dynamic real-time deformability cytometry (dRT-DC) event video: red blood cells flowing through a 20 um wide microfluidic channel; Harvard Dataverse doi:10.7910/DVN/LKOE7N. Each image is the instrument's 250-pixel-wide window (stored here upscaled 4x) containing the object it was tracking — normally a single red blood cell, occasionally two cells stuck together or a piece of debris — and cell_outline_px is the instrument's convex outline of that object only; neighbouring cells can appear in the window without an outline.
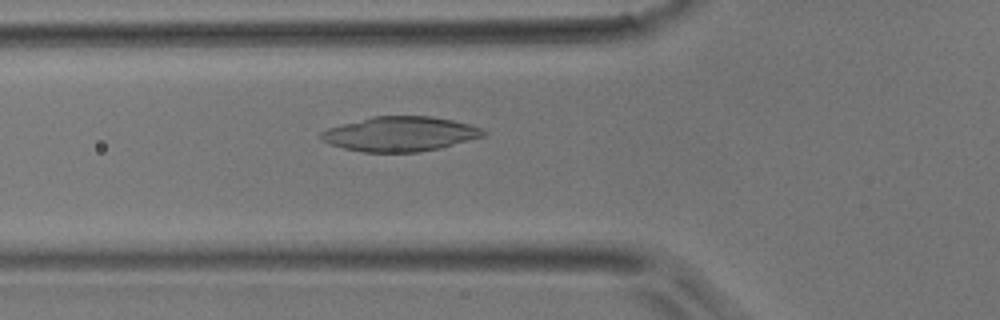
{"species": "common noctule bat (a hibernating species)", "species_latin": "Nyctalus noctula", "temperature_condition": "room temperature", "stored_images_in_passage": 46, "camera_frame_rate_fps": 3000, "um_per_image_px": 0.085, "animal": {"sex": "male", "body_mass_g": 17.9}, "frame": {"image": 1, "passage_image": 16, "time_ms": 5.0, "image_size_px": [1000, 320], "cell_outline_px": [[488, 136], [440, 148], [420, 152], [364, 152], [344, 148], [328, 144], [320, 136], [320, 132], [328, 128], [372, 116], [432, 116], [452, 120], [468, 124], [480, 128]], "centroid_in_image_um": [34.03, 11.39], "position_along_channel_um": 91.8, "area_um2": 32.77}}
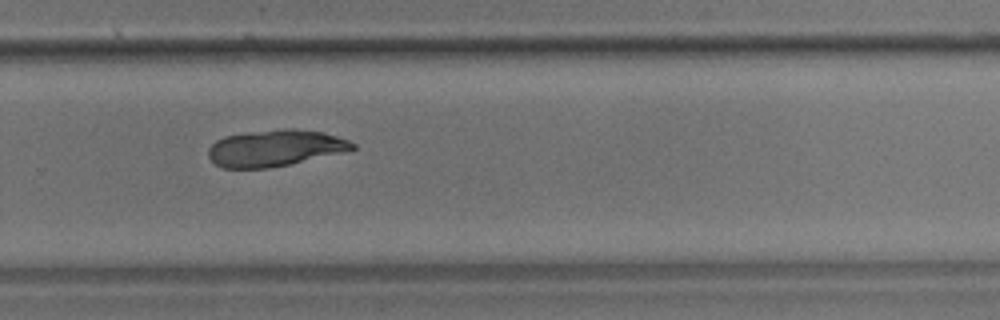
{"frame": {"image": 2, "passage_image": 31, "time_ms": 10.0, "image_size_px": [1000, 320], "cell_outline_px": [[356, 148], [292, 164], [268, 168], [220, 168], [208, 156], [208, 148], [216, 140], [224, 136], [248, 132], [284, 128], [292, 128], [324, 132], [348, 140], [356, 144]], "centroid_in_image_um": [23.35, 12.58], "position_along_channel_um": 306.5, "area_um2": 30.63}}
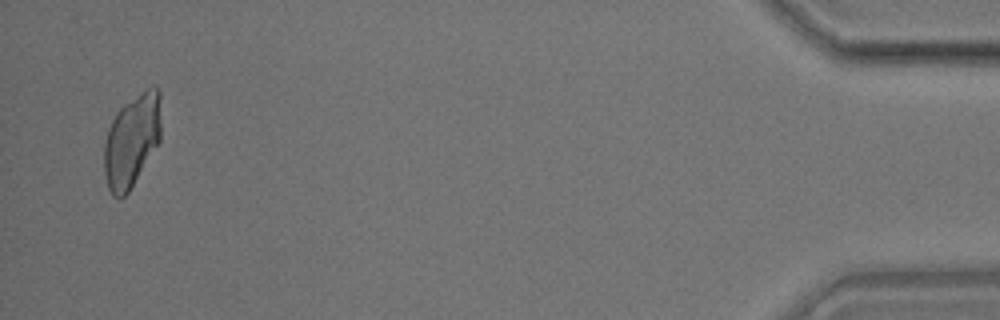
{"frame": {"image": 3, "passage_image": 45, "time_ms": 14.667, "image_size_px": [1000, 320], "cell_outline_px": [[160, 140], [128, 192], [124, 196], [112, 196], [108, 188], [104, 172], [104, 144], [108, 128], [116, 112], [124, 104], [148, 88], [156, 88], [160, 92]], "centroid_in_image_um": [11.18, 11.95], "position_along_channel_um": 424.0, "area_um2": 30.29}}